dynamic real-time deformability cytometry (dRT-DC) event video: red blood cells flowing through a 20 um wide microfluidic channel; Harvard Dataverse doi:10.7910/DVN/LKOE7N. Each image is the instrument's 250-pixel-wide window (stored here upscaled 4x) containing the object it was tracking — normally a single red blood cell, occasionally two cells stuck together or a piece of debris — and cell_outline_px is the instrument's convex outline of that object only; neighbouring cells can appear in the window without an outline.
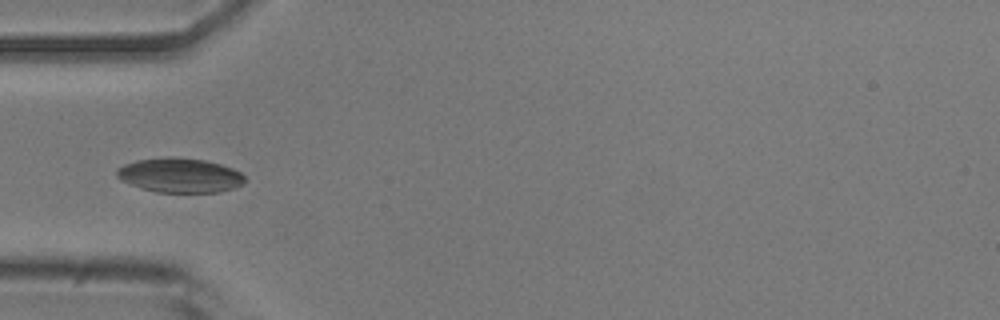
{"species": "common noctule bat (a hibernating species)", "species_latin": "Nyctalus noctula", "temperature_condition": "room temperature", "stored_images_in_passage": 10, "camera_frame_rate_fps": 3000, "um_per_image_px": 0.085, "animal": {"sex": "male", "body_mass_g": 20.5, "forearm_length_mm": 52.5}, "frame": {"image": 1, "passage_image": 2, "time_ms": 0.333, "image_size_px": [1000, 320], "cell_outline_px": [[244, 184], [236, 188], [220, 192], [156, 192], [140, 188], [120, 180], [116, 176], [116, 168], [124, 164], [136, 160], [168, 156], [172, 156], [204, 160], [220, 164], [232, 168], [240, 172], [244, 176]], "centroid_in_image_um": [15.27, 14.9], "position_along_channel_um": 69.7, "area_um2": 26.01}}
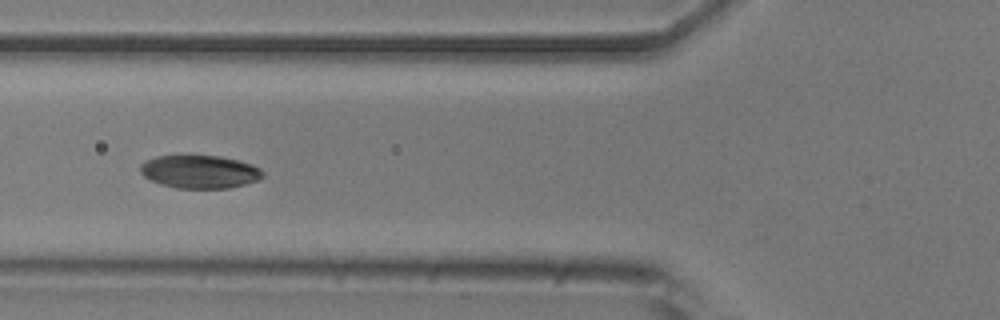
{"frame": {"image": 2, "passage_image": 5, "time_ms": 1.333, "image_size_px": [1000, 320], "cell_outline_px": [[264, 176], [256, 180], [244, 184], [228, 188], [176, 188], [160, 184], [144, 176], [140, 172], [140, 164], [144, 160], [156, 156], [220, 156], [252, 164], [260, 168], [264, 172]], "centroid_in_image_um": [16.96, 14.59], "position_along_channel_um": 108.8, "area_um2": 23.52}}